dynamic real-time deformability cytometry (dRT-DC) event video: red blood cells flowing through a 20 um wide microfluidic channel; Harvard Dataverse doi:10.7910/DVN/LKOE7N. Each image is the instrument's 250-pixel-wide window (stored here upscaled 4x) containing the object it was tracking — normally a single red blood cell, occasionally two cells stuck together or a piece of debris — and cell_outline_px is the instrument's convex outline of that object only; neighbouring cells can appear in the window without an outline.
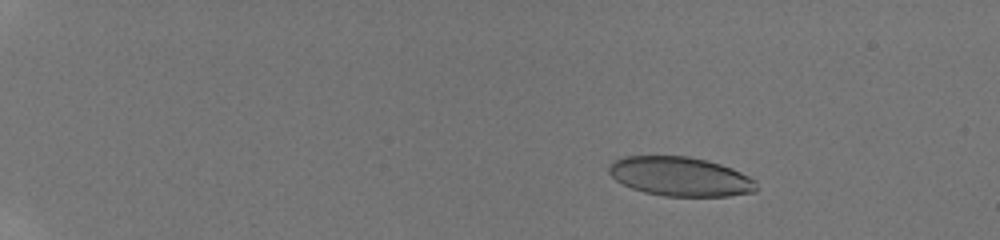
{"species": "human", "species_latin": "Homo sapiens", "temperature_condition": "room temperature", "stored_images_in_passage": 19, "camera_frame_rate_fps": 3000, "um_per_image_px": 0.085, "donor": {"sex": "male"}, "frame": {"image": 1, "passage_image": 9, "time_ms": 3.333, "image_size_px": [1000, 240], "cell_outline_px": [[756, 192], [728, 196], [664, 196], [644, 192], [632, 188], [616, 180], [608, 172], [608, 168], [616, 160], [624, 156], [688, 156], [720, 164], [732, 168], [756, 180]], "centroid_in_image_um": [57.84, 15.01], "position_along_channel_um": 27.2, "area_um2": 33.52}}
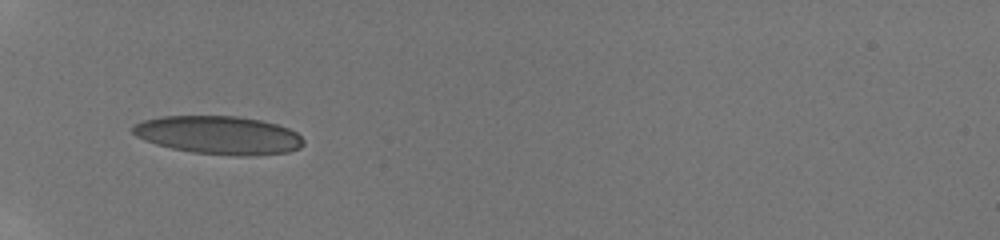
{"frame": {"image": 2, "passage_image": 15, "time_ms": 7.333, "image_size_px": [1000, 240], "cell_outline_px": [[304, 144], [300, 148], [288, 152], [256, 156], [240, 156], [192, 152], [172, 148], [156, 144], [144, 140], [136, 136], [132, 132], [132, 124], [144, 120], [160, 116], [236, 116], [260, 120], [276, 124], [288, 128], [296, 132], [304, 140]], "centroid_in_image_um": [18.59, 11.49], "position_along_channel_um": 66.4, "area_um2": 38.21}}